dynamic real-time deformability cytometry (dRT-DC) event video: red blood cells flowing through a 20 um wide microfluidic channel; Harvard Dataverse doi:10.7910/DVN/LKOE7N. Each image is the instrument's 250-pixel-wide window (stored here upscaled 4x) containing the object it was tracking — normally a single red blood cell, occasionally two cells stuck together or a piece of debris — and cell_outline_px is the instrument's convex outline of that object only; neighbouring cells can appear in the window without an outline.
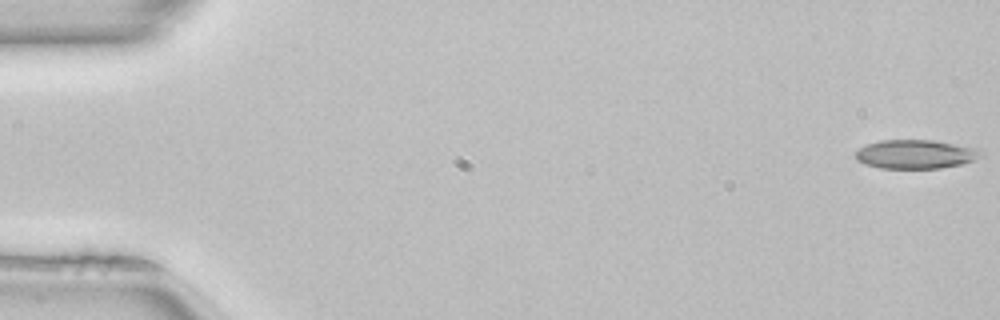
{"species": "common noctule bat (a hibernating species)", "species_latin": "Nyctalus noctula", "temperature_condition": "room temperature", "stored_images_in_passage": 51, "camera_frame_rate_fps": 3000, "um_per_image_px": 0.085, "animal": {"sex": "female", "body_mass_g": 22.7, "forearm_length_mm": 54.2}, "frame": {"image": 1, "passage_image": 1, "time_ms": 0.0, "image_size_px": [1000, 320], "cell_outline_px": [[984, 156], [976, 160], [960, 164], [940, 168], [880, 168], [864, 164], [856, 160], [856, 152], [860, 148], [868, 144], [880, 140], [932, 140], [980, 148], [984, 152]], "centroid_in_image_um": [77.88, 13.11], "position_along_channel_um": 7.1, "area_um2": 21.27}}
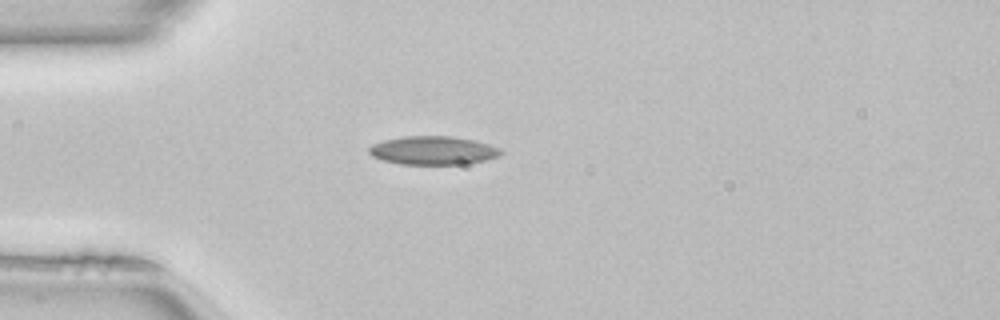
{"frame": {"image": 2, "passage_image": 14, "time_ms": 4.333, "image_size_px": [1000, 320], "cell_outline_px": [[504, 152], [500, 156], [468, 164], [400, 164], [384, 160], [372, 156], [368, 152], [368, 148], [372, 144], [384, 140], [404, 136], [452, 136], [472, 140], [488, 144], [500, 148]], "centroid_in_image_um": [36.82, 12.79], "position_along_channel_um": 48.2, "area_um2": 21.91}}
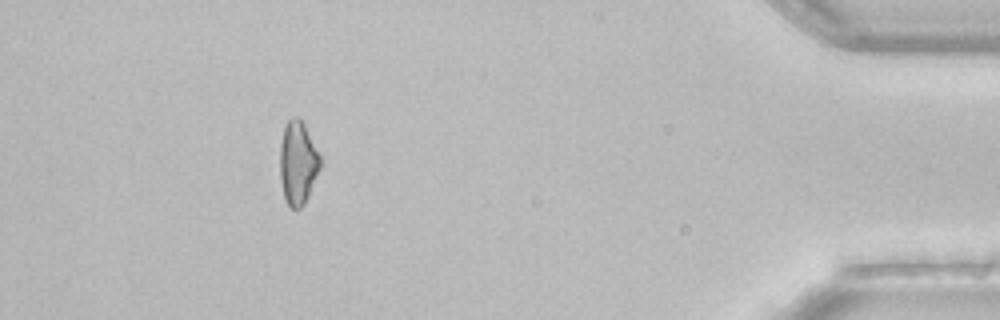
{"frame": {"image": 3, "passage_image": 46, "time_ms": 15.0, "image_size_px": [1000, 320], "cell_outline_px": [[320, 168], [308, 196], [304, 204], [300, 208], [292, 208], [284, 200], [280, 180], [280, 144], [284, 128], [288, 120], [292, 116], [300, 116], [320, 156]], "centroid_in_image_um": [25.3, 13.83], "position_along_channel_um": 409.9, "area_um2": 19.54}, "authors_computed_cell_mechanics": {"area_um2": 20.8658, "velocity_mm_per_s": 4.0762, "shape_relaxation_time_tau1_ms": 8.9372, "shape_relaxation_time_tau2_ms": 2.7306, "deformation_change_tau1": 0.1622, "deformation_change_tau2": 0.1062}}